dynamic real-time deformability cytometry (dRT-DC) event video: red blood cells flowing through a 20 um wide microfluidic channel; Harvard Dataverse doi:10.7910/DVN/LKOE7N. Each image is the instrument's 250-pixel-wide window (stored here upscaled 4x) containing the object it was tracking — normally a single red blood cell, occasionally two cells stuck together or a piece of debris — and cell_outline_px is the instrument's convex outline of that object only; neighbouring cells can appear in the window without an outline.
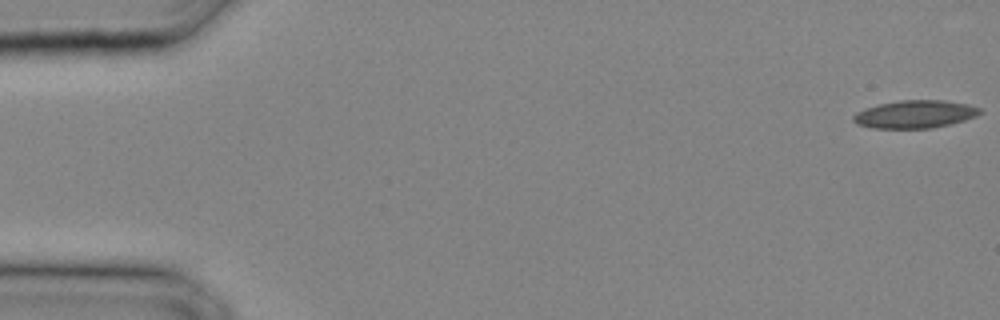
{"species": "common noctule bat (a hibernating species)", "species_latin": "Nyctalus noctula", "temperature_condition": "cold", "stored_images_in_passage": 30, "camera_frame_rate_fps": 3000, "um_per_image_px": 0.085, "animal": {"sex": "male", "body_mass_g": 20.4}, "frame": {"image": 1, "passage_image": 1, "time_ms": 0.0, "image_size_px": [1000, 320], "cell_outline_px": [[984, 112], [976, 116], [964, 120], [932, 128], [872, 128], [856, 124], [852, 120], [852, 116], [856, 112], [864, 108], [880, 104], [900, 100], [944, 100], [968, 104], [980, 108]], "centroid_in_image_um": [77.76, 9.7], "position_along_channel_um": 7.2, "area_um2": 20.58}}
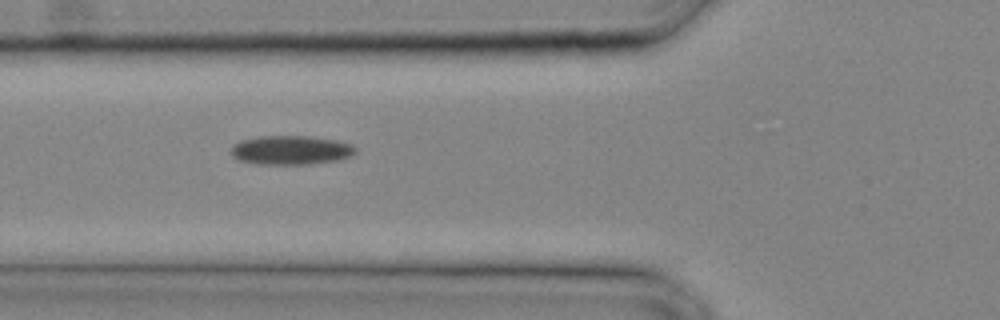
{"frame": {"image": 2, "passage_image": 12, "time_ms": 3.667, "image_size_px": [1000, 320], "cell_outline_px": [[356, 152], [352, 156], [336, 160], [308, 164], [256, 164], [236, 160], [232, 156], [232, 144], [240, 140], [260, 136], [308, 136], [336, 140], [352, 144], [356, 148]], "centroid_in_image_um": [24.7, 12.76], "position_along_channel_um": 101.1, "area_um2": 21.21}}
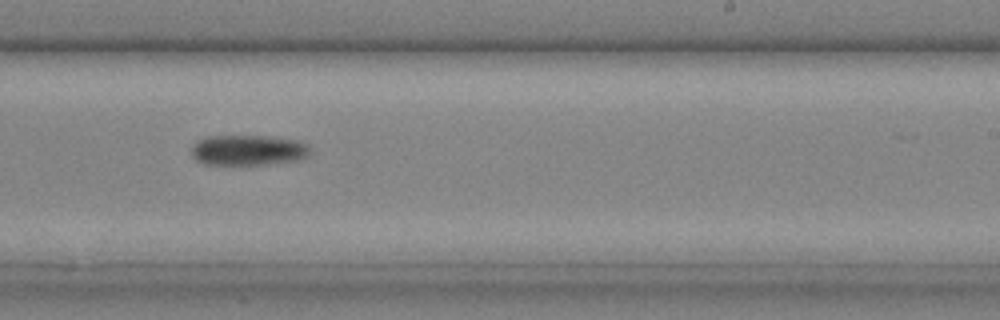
{"frame": {"image": 3, "passage_image": 20, "time_ms": 6.333, "image_size_px": [1000, 320], "cell_outline_px": [[312, 152], [308, 156], [296, 160], [268, 164], [204, 164], [196, 160], [192, 156], [192, 144], [196, 140], [208, 136], [264, 136], [300, 140], [308, 144], [312, 148]], "centroid_in_image_um": [21.12, 12.75], "position_along_channel_um": 267.9, "area_um2": 21.27}}